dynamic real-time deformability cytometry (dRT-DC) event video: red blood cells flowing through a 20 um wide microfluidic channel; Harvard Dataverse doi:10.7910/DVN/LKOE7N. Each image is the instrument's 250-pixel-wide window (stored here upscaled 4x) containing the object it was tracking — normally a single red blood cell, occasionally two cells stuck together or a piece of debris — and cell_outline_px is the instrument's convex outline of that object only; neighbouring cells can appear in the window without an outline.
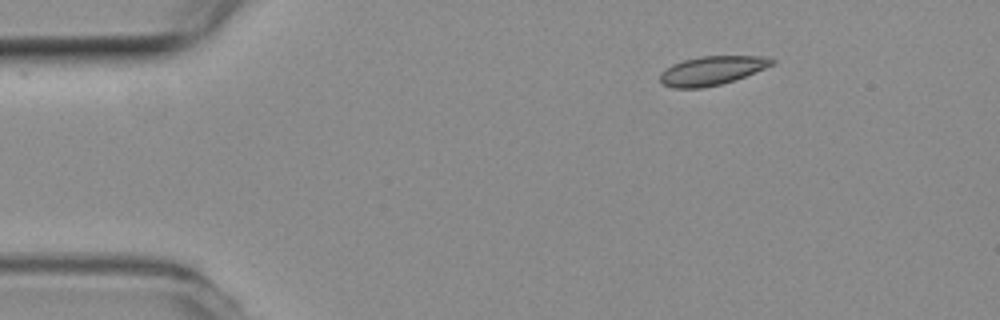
{"species": "common noctule bat (a hibernating species)", "species_latin": "Nyctalus noctula", "temperature_condition": "room temperature", "stored_images_in_passage": 36, "camera_frame_rate_fps": 3000, "um_per_image_px": 0.085, "animal": {"sex": "female", "body_mass_g": 19.3, "forearm_length_mm": 54.1}, "frame": {"image": 1, "passage_image": 1, "time_ms": 0.0, "image_size_px": [1000, 320], "cell_outline_px": [[776, 64], [736, 80], [720, 84], [700, 88], [672, 88], [664, 84], [660, 80], [660, 72], [672, 64], [684, 60], [700, 56], [768, 56], [776, 60]], "centroid_in_image_um": [60.56, 5.99], "position_along_channel_um": 24.4, "area_um2": 19.02}}
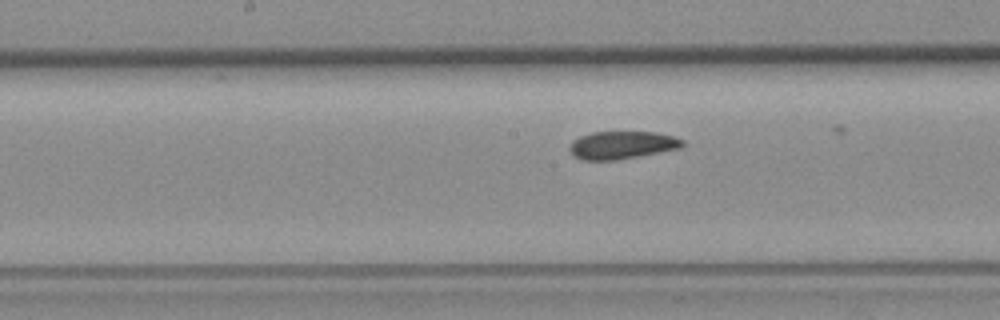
{"frame": {"image": 2, "passage_image": 20, "time_ms": 6.333, "image_size_px": [1000, 320], "cell_outline_px": [[684, 144], [680, 148], [616, 160], [584, 160], [572, 156], [568, 148], [572, 140], [580, 136], [592, 132], [656, 132], [672, 136], [684, 140]], "centroid_in_image_um": [52.82, 12.33], "position_along_channel_um": 195.4, "area_um2": 18.26}}
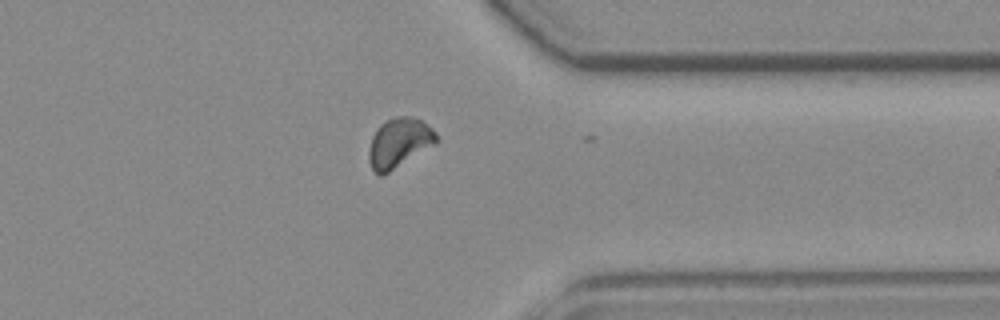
{"frame": {"image": 3, "passage_image": 35, "time_ms": 11.333, "image_size_px": [1000, 320], "cell_outline_px": [[436, 144], [388, 172], [380, 176], [372, 168], [368, 156], [368, 152], [372, 136], [376, 128], [380, 124], [396, 116], [412, 116], [420, 120], [432, 128], [436, 132]], "centroid_in_image_um": [33.91, 12.12], "position_along_channel_um": 377.5, "area_um2": 19.25}, "authors_computed_cell_mechanics": {"area_um2": 18.8717, "velocity_mm_per_s": 3.8009, "shape_relaxation_time_tau1_ms": 9.0187, "shape_relaxation_time_tau2_ms": null, "deformation_change_tau1": 0.1386, "deformation_change_tau2": null}}